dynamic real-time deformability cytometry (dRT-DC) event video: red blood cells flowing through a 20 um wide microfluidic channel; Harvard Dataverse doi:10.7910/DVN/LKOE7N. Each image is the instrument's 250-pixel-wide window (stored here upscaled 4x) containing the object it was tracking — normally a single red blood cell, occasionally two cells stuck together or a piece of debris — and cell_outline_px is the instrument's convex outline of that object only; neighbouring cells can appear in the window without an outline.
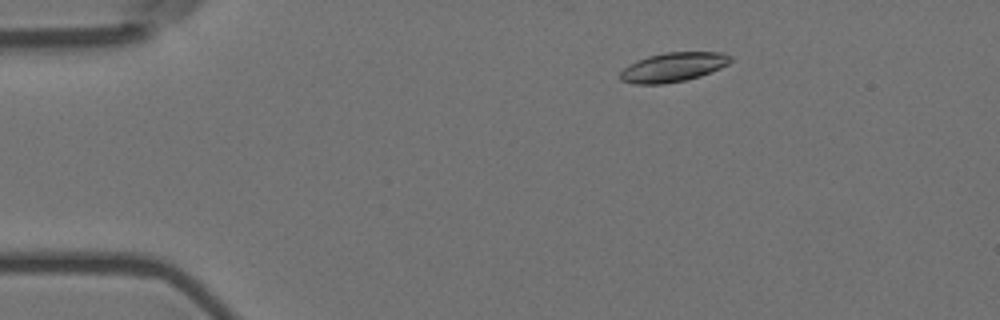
{"species": "Egyptian fruit bat (a non-hibernating species)", "species_latin": "Rousettus aegyptiacus", "temperature_condition": "room temperature", "stored_images_in_passage": 50, "camera_frame_rate_fps": 3000, "um_per_image_px": 0.085, "animal": {"sex": "female"}, "frame": {"image": 1, "passage_image": 2, "time_ms": 0.333, "image_size_px": [1000, 320], "cell_outline_px": [[732, 60], [728, 64], [720, 68], [700, 76], [684, 80], [664, 84], [632, 84], [620, 80], [620, 72], [628, 64], [648, 56], [664, 52], [720, 52], [732, 56]], "centroid_in_image_um": [57.2, 5.71], "position_along_channel_um": 27.8, "area_um2": 18.84}}
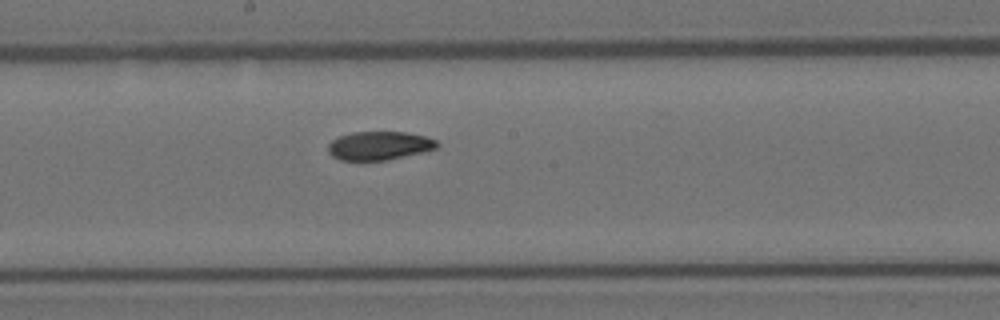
{"frame": {"image": 2, "passage_image": 23, "time_ms": 7.333, "image_size_px": [1000, 320], "cell_outline_px": [[440, 144], [436, 148], [424, 152], [388, 160], [340, 160], [332, 156], [328, 152], [328, 144], [332, 140], [340, 136], [352, 132], [408, 132], [424, 136], [436, 140]], "centroid_in_image_um": [32.24, 12.38], "position_along_channel_um": 216.0, "area_um2": 18.21}}
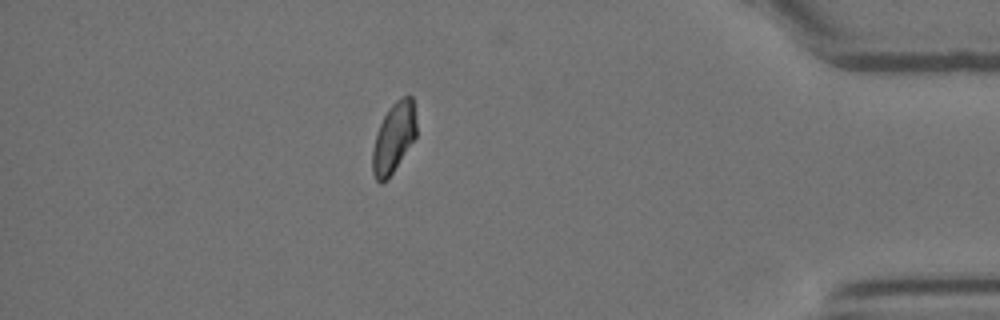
{"frame": {"image": 3, "passage_image": 42, "time_ms": 13.667, "image_size_px": [1000, 320], "cell_outline_px": [[416, 136], [388, 180], [380, 184], [376, 180], [372, 172], [372, 148], [376, 132], [388, 108], [400, 96], [412, 96], [416, 120]], "centroid_in_image_um": [33.44, 11.72], "position_along_channel_um": 401.8, "area_um2": 18.09}, "authors_computed_cell_mechanics": {"area_um2": 18.8139, "velocity_mm_per_s": 3.5744, "shape_relaxation_time_tau1_ms": 5.7642, "shape_relaxation_time_tau2_ms": 4.559, "deformation_change_tau1": 0.1665, "deformation_change_tau2": 0.0762}}